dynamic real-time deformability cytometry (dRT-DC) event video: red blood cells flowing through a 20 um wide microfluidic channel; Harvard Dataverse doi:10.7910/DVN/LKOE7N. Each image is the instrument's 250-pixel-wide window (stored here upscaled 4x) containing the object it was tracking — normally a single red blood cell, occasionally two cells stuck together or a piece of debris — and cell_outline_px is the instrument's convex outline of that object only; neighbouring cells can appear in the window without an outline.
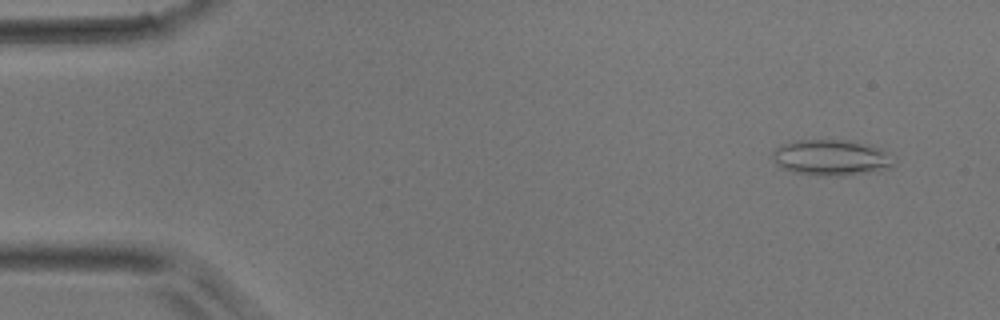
{"species": "common noctule bat (a hibernating species)", "species_latin": "Nyctalus noctula", "temperature_condition": "room temperature", "stored_images_in_passage": 49, "camera_frame_rate_fps": 3000, "um_per_image_px": 0.085, "animal": {"sex": "male", "body_mass_g": 17.9}, "frame": {"image": 1, "passage_image": 3, "time_ms": 0.667, "image_size_px": [1000, 320], "cell_outline_px": [[896, 164], [880, 172], [844, 176], [816, 176], [792, 172], [776, 164], [772, 156], [772, 152], [780, 144], [796, 140], [852, 140], [868, 144], [880, 148], [888, 152]], "centroid_in_image_um": [70.69, 13.41], "position_along_channel_um": 14.3, "area_um2": 26.01}}
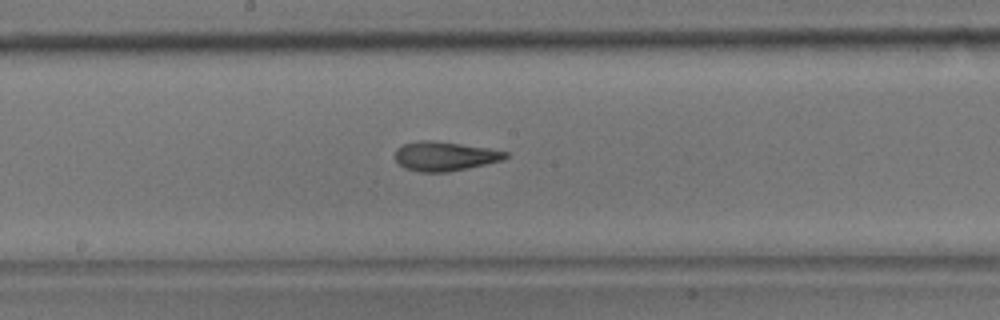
{"frame": {"image": 2, "passage_image": 25, "time_ms": 8.0, "image_size_px": [1000, 320], "cell_outline_px": [[508, 156], [504, 160], [468, 168], [448, 172], [420, 172], [404, 168], [396, 160], [396, 148], [404, 144], [420, 140], [432, 140], [488, 148], [508, 152]], "centroid_in_image_um": [37.81, 13.28], "position_along_channel_um": 210.4, "area_um2": 18.79}}
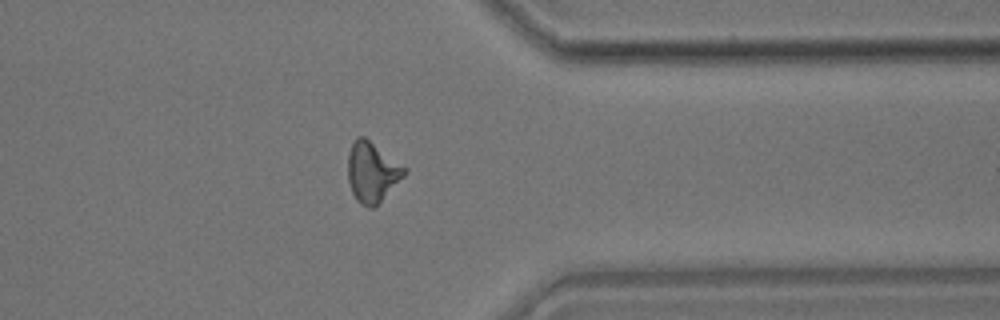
{"frame": {"image": 3, "passage_image": 38, "time_ms": 12.333, "image_size_px": [1000, 320], "cell_outline_px": [[408, 172], [372, 208], [368, 208], [360, 204], [356, 200], [352, 192], [348, 180], [348, 152], [356, 136], [364, 136], [408, 168]], "centroid_in_image_um": [31.62, 14.6], "position_along_channel_um": 379.8, "area_um2": 19.71}}